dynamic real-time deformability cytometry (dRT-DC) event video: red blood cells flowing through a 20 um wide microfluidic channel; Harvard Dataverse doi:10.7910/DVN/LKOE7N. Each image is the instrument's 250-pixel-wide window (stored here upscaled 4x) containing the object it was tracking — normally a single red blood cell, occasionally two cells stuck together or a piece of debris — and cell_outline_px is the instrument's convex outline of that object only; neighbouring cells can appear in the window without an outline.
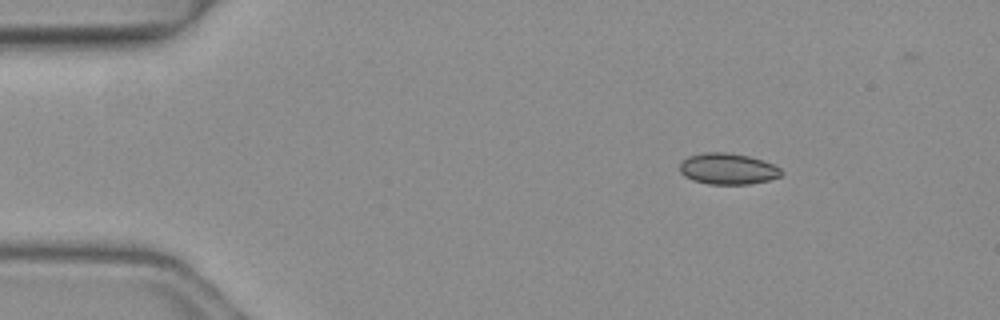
{"species": "common noctule bat (a hibernating species)", "species_latin": "Nyctalus noctula", "temperature_condition": "warm", "stored_images_in_passage": 3, "camera_frame_rate_fps": 3000, "um_per_image_px": 0.085, "animal": {"sex": "female", "body_mass_g": 19.3, "forearm_length_mm": 54.1}, "frame": {"image": 1, "passage_image": 1, "time_ms": 0.0, "image_size_px": [1000, 320], "cell_outline_px": [[784, 172], [780, 176], [768, 180], [748, 184], [708, 184], [692, 180], [684, 176], [680, 172], [680, 164], [688, 156], [704, 152], [724, 152], [748, 156], [764, 160], [780, 168]], "centroid_in_image_um": [61.86, 14.35], "position_along_channel_um": 23.1, "area_um2": 18.44}}